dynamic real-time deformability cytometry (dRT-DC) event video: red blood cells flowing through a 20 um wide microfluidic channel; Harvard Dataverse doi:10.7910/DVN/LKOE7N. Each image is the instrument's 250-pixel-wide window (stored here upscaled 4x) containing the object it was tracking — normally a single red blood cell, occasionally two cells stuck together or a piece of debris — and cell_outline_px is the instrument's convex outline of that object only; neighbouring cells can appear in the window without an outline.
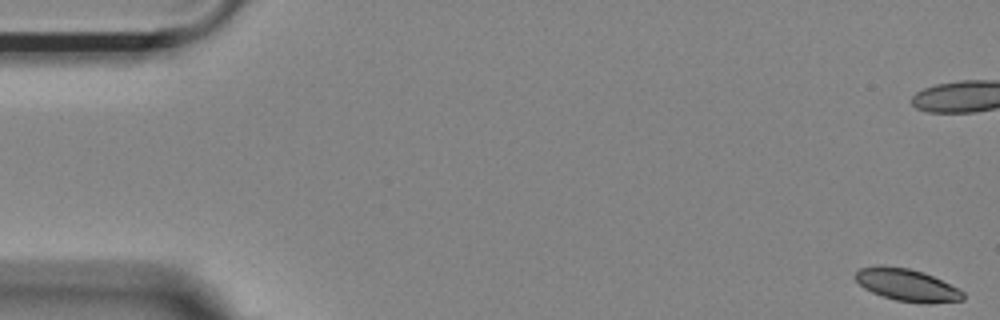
{"species": "Egyptian fruit bat (a non-hibernating species)", "species_latin": "Rousettus aegyptiacus", "temperature_condition": "room temperature", "stored_images_in_passage": 55, "camera_frame_rate_fps": 3000, "um_per_image_px": 0.085, "animal": {"sex": "female"}, "frame": {"image": 1, "passage_image": 1, "time_ms": 0.0, "image_size_px": [1000, 320], "cell_outline_px": [[964, 300], [928, 304], [896, 300], [872, 292], [864, 288], [856, 280], [856, 272], [860, 268], [880, 264], [908, 268], [924, 272], [960, 288], [964, 292]], "centroid_in_image_um": [77.13, 24.22], "position_along_channel_um": 7.9, "area_um2": 20.4}, "authors_computed_cell_mechanics": {"area_um2": 21.964, "velocity_mm_per_s": 3.6569, "shape_relaxation_time_tau1_ms": 2.9635, "shape_relaxation_time_tau2_ms": 7.0197, "deformation_change_tau1": 0.0944, "deformation_change_tau2": 0.1211}}